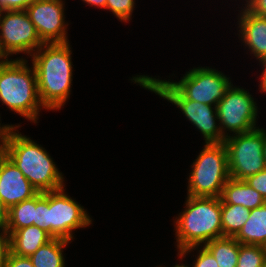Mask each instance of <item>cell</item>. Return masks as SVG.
Masks as SVG:
<instances>
[{
    "label": "cell",
    "instance_id": "obj_1",
    "mask_svg": "<svg viewBox=\"0 0 266 267\" xmlns=\"http://www.w3.org/2000/svg\"><path fill=\"white\" fill-rule=\"evenodd\" d=\"M70 43L43 44L32 55L39 97L46 110L61 109L70 98L73 62Z\"/></svg>",
    "mask_w": 266,
    "mask_h": 267
},
{
    "label": "cell",
    "instance_id": "obj_2",
    "mask_svg": "<svg viewBox=\"0 0 266 267\" xmlns=\"http://www.w3.org/2000/svg\"><path fill=\"white\" fill-rule=\"evenodd\" d=\"M19 125L7 129V157L38 192L65 187L62 172L50 154L30 137L19 133Z\"/></svg>",
    "mask_w": 266,
    "mask_h": 267
},
{
    "label": "cell",
    "instance_id": "obj_3",
    "mask_svg": "<svg viewBox=\"0 0 266 267\" xmlns=\"http://www.w3.org/2000/svg\"><path fill=\"white\" fill-rule=\"evenodd\" d=\"M174 226L178 253L223 237L220 197L187 195L185 209L175 218Z\"/></svg>",
    "mask_w": 266,
    "mask_h": 267
},
{
    "label": "cell",
    "instance_id": "obj_4",
    "mask_svg": "<svg viewBox=\"0 0 266 267\" xmlns=\"http://www.w3.org/2000/svg\"><path fill=\"white\" fill-rule=\"evenodd\" d=\"M25 58H15L0 65V101L11 111L38 123L42 104L37 85V75L33 64L29 68Z\"/></svg>",
    "mask_w": 266,
    "mask_h": 267
},
{
    "label": "cell",
    "instance_id": "obj_5",
    "mask_svg": "<svg viewBox=\"0 0 266 267\" xmlns=\"http://www.w3.org/2000/svg\"><path fill=\"white\" fill-rule=\"evenodd\" d=\"M131 81L178 107L182 114L201 132L205 144L225 141L219 123H217L219 119L216 106L187 99L169 80L149 77V75H137Z\"/></svg>",
    "mask_w": 266,
    "mask_h": 267
},
{
    "label": "cell",
    "instance_id": "obj_6",
    "mask_svg": "<svg viewBox=\"0 0 266 267\" xmlns=\"http://www.w3.org/2000/svg\"><path fill=\"white\" fill-rule=\"evenodd\" d=\"M188 179L187 195L220 197L229 177L225 143H208L198 154Z\"/></svg>",
    "mask_w": 266,
    "mask_h": 267
},
{
    "label": "cell",
    "instance_id": "obj_7",
    "mask_svg": "<svg viewBox=\"0 0 266 267\" xmlns=\"http://www.w3.org/2000/svg\"><path fill=\"white\" fill-rule=\"evenodd\" d=\"M264 140L265 130L259 126L225 138L230 178L245 180L265 169Z\"/></svg>",
    "mask_w": 266,
    "mask_h": 267
},
{
    "label": "cell",
    "instance_id": "obj_8",
    "mask_svg": "<svg viewBox=\"0 0 266 267\" xmlns=\"http://www.w3.org/2000/svg\"><path fill=\"white\" fill-rule=\"evenodd\" d=\"M258 109L253 96L244 88L235 87L232 83L216 106L223 136L227 138L257 128ZM227 131L233 134L228 135Z\"/></svg>",
    "mask_w": 266,
    "mask_h": 267
},
{
    "label": "cell",
    "instance_id": "obj_9",
    "mask_svg": "<svg viewBox=\"0 0 266 267\" xmlns=\"http://www.w3.org/2000/svg\"><path fill=\"white\" fill-rule=\"evenodd\" d=\"M65 187L48 192L49 235L72 241L73 231L89 227L92 218L77 201L65 192Z\"/></svg>",
    "mask_w": 266,
    "mask_h": 267
},
{
    "label": "cell",
    "instance_id": "obj_10",
    "mask_svg": "<svg viewBox=\"0 0 266 267\" xmlns=\"http://www.w3.org/2000/svg\"><path fill=\"white\" fill-rule=\"evenodd\" d=\"M221 71L209 67L190 69L178 82L171 83L189 100L217 106L232 82Z\"/></svg>",
    "mask_w": 266,
    "mask_h": 267
},
{
    "label": "cell",
    "instance_id": "obj_11",
    "mask_svg": "<svg viewBox=\"0 0 266 267\" xmlns=\"http://www.w3.org/2000/svg\"><path fill=\"white\" fill-rule=\"evenodd\" d=\"M0 38L10 55H32L44 43L26 10H0Z\"/></svg>",
    "mask_w": 266,
    "mask_h": 267
},
{
    "label": "cell",
    "instance_id": "obj_12",
    "mask_svg": "<svg viewBox=\"0 0 266 267\" xmlns=\"http://www.w3.org/2000/svg\"><path fill=\"white\" fill-rule=\"evenodd\" d=\"M63 0H37L26 12L44 44L68 43Z\"/></svg>",
    "mask_w": 266,
    "mask_h": 267
},
{
    "label": "cell",
    "instance_id": "obj_13",
    "mask_svg": "<svg viewBox=\"0 0 266 267\" xmlns=\"http://www.w3.org/2000/svg\"><path fill=\"white\" fill-rule=\"evenodd\" d=\"M37 193L19 168L6 157L0 165V199L3 203L10 208Z\"/></svg>",
    "mask_w": 266,
    "mask_h": 267
},
{
    "label": "cell",
    "instance_id": "obj_14",
    "mask_svg": "<svg viewBox=\"0 0 266 267\" xmlns=\"http://www.w3.org/2000/svg\"><path fill=\"white\" fill-rule=\"evenodd\" d=\"M241 9L237 18L238 36L260 61L266 57V18L249 12L244 6Z\"/></svg>",
    "mask_w": 266,
    "mask_h": 267
},
{
    "label": "cell",
    "instance_id": "obj_15",
    "mask_svg": "<svg viewBox=\"0 0 266 267\" xmlns=\"http://www.w3.org/2000/svg\"><path fill=\"white\" fill-rule=\"evenodd\" d=\"M221 204L242 205L248 209L258 208L266 203L264 197L245 180L229 178L222 189Z\"/></svg>",
    "mask_w": 266,
    "mask_h": 267
},
{
    "label": "cell",
    "instance_id": "obj_16",
    "mask_svg": "<svg viewBox=\"0 0 266 267\" xmlns=\"http://www.w3.org/2000/svg\"><path fill=\"white\" fill-rule=\"evenodd\" d=\"M9 236L11 253L23 257H30L52 239L47 232L35 225L15 230Z\"/></svg>",
    "mask_w": 266,
    "mask_h": 267
},
{
    "label": "cell",
    "instance_id": "obj_17",
    "mask_svg": "<svg viewBox=\"0 0 266 267\" xmlns=\"http://www.w3.org/2000/svg\"><path fill=\"white\" fill-rule=\"evenodd\" d=\"M234 238L241 244L266 243V203L250 210L249 218Z\"/></svg>",
    "mask_w": 266,
    "mask_h": 267
},
{
    "label": "cell",
    "instance_id": "obj_18",
    "mask_svg": "<svg viewBox=\"0 0 266 267\" xmlns=\"http://www.w3.org/2000/svg\"><path fill=\"white\" fill-rule=\"evenodd\" d=\"M71 243L61 238H52L39 247L29 258L34 267H65L63 249Z\"/></svg>",
    "mask_w": 266,
    "mask_h": 267
},
{
    "label": "cell",
    "instance_id": "obj_19",
    "mask_svg": "<svg viewBox=\"0 0 266 267\" xmlns=\"http://www.w3.org/2000/svg\"><path fill=\"white\" fill-rule=\"evenodd\" d=\"M204 247L214 256L218 267H236L239 242L234 237H220L209 241Z\"/></svg>",
    "mask_w": 266,
    "mask_h": 267
},
{
    "label": "cell",
    "instance_id": "obj_20",
    "mask_svg": "<svg viewBox=\"0 0 266 267\" xmlns=\"http://www.w3.org/2000/svg\"><path fill=\"white\" fill-rule=\"evenodd\" d=\"M250 216V209L236 204H221L224 237H235Z\"/></svg>",
    "mask_w": 266,
    "mask_h": 267
},
{
    "label": "cell",
    "instance_id": "obj_21",
    "mask_svg": "<svg viewBox=\"0 0 266 267\" xmlns=\"http://www.w3.org/2000/svg\"><path fill=\"white\" fill-rule=\"evenodd\" d=\"M36 195L9 208L6 230L11 232L33 225L35 220Z\"/></svg>",
    "mask_w": 266,
    "mask_h": 267
},
{
    "label": "cell",
    "instance_id": "obj_22",
    "mask_svg": "<svg viewBox=\"0 0 266 267\" xmlns=\"http://www.w3.org/2000/svg\"><path fill=\"white\" fill-rule=\"evenodd\" d=\"M265 262L266 252L263 246L239 243V255L236 267H262Z\"/></svg>",
    "mask_w": 266,
    "mask_h": 267
},
{
    "label": "cell",
    "instance_id": "obj_23",
    "mask_svg": "<svg viewBox=\"0 0 266 267\" xmlns=\"http://www.w3.org/2000/svg\"><path fill=\"white\" fill-rule=\"evenodd\" d=\"M193 250H198V254L197 257H195V260L193 261L192 267H218L217 261L215 260L214 256L204 246H193L186 248L179 252L177 256L182 261V258H186V255H188L189 252H192ZM181 265L183 267H189V265L183 263H181Z\"/></svg>",
    "mask_w": 266,
    "mask_h": 267
},
{
    "label": "cell",
    "instance_id": "obj_24",
    "mask_svg": "<svg viewBox=\"0 0 266 267\" xmlns=\"http://www.w3.org/2000/svg\"><path fill=\"white\" fill-rule=\"evenodd\" d=\"M135 0H107L106 9L112 12L121 22H128L133 14Z\"/></svg>",
    "mask_w": 266,
    "mask_h": 267
},
{
    "label": "cell",
    "instance_id": "obj_25",
    "mask_svg": "<svg viewBox=\"0 0 266 267\" xmlns=\"http://www.w3.org/2000/svg\"><path fill=\"white\" fill-rule=\"evenodd\" d=\"M33 225L43 229L49 234L48 224V192L36 194L35 220Z\"/></svg>",
    "mask_w": 266,
    "mask_h": 267
},
{
    "label": "cell",
    "instance_id": "obj_26",
    "mask_svg": "<svg viewBox=\"0 0 266 267\" xmlns=\"http://www.w3.org/2000/svg\"><path fill=\"white\" fill-rule=\"evenodd\" d=\"M252 188L257 190L266 200V168L245 179Z\"/></svg>",
    "mask_w": 266,
    "mask_h": 267
},
{
    "label": "cell",
    "instance_id": "obj_27",
    "mask_svg": "<svg viewBox=\"0 0 266 267\" xmlns=\"http://www.w3.org/2000/svg\"><path fill=\"white\" fill-rule=\"evenodd\" d=\"M10 252L9 233L6 229H0V267H5Z\"/></svg>",
    "mask_w": 266,
    "mask_h": 267
},
{
    "label": "cell",
    "instance_id": "obj_28",
    "mask_svg": "<svg viewBox=\"0 0 266 267\" xmlns=\"http://www.w3.org/2000/svg\"><path fill=\"white\" fill-rule=\"evenodd\" d=\"M243 5L249 12L266 18V0H247Z\"/></svg>",
    "mask_w": 266,
    "mask_h": 267
},
{
    "label": "cell",
    "instance_id": "obj_29",
    "mask_svg": "<svg viewBox=\"0 0 266 267\" xmlns=\"http://www.w3.org/2000/svg\"><path fill=\"white\" fill-rule=\"evenodd\" d=\"M5 267H34L29 257L17 256L10 252Z\"/></svg>",
    "mask_w": 266,
    "mask_h": 267
},
{
    "label": "cell",
    "instance_id": "obj_30",
    "mask_svg": "<svg viewBox=\"0 0 266 267\" xmlns=\"http://www.w3.org/2000/svg\"><path fill=\"white\" fill-rule=\"evenodd\" d=\"M37 0H6V10H26Z\"/></svg>",
    "mask_w": 266,
    "mask_h": 267
},
{
    "label": "cell",
    "instance_id": "obj_31",
    "mask_svg": "<svg viewBox=\"0 0 266 267\" xmlns=\"http://www.w3.org/2000/svg\"><path fill=\"white\" fill-rule=\"evenodd\" d=\"M9 208L0 199V229H6L8 225Z\"/></svg>",
    "mask_w": 266,
    "mask_h": 267
},
{
    "label": "cell",
    "instance_id": "obj_32",
    "mask_svg": "<svg viewBox=\"0 0 266 267\" xmlns=\"http://www.w3.org/2000/svg\"><path fill=\"white\" fill-rule=\"evenodd\" d=\"M259 63L262 64V70L264 69L260 75L261 78H259L261 81L259 84V89L261 93H266V57L260 60Z\"/></svg>",
    "mask_w": 266,
    "mask_h": 267
},
{
    "label": "cell",
    "instance_id": "obj_33",
    "mask_svg": "<svg viewBox=\"0 0 266 267\" xmlns=\"http://www.w3.org/2000/svg\"><path fill=\"white\" fill-rule=\"evenodd\" d=\"M10 56L11 55L4 48L2 40L0 38V65H5V64L12 62L14 59H10Z\"/></svg>",
    "mask_w": 266,
    "mask_h": 267
},
{
    "label": "cell",
    "instance_id": "obj_34",
    "mask_svg": "<svg viewBox=\"0 0 266 267\" xmlns=\"http://www.w3.org/2000/svg\"><path fill=\"white\" fill-rule=\"evenodd\" d=\"M7 157V131L0 138V165L2 161Z\"/></svg>",
    "mask_w": 266,
    "mask_h": 267
},
{
    "label": "cell",
    "instance_id": "obj_35",
    "mask_svg": "<svg viewBox=\"0 0 266 267\" xmlns=\"http://www.w3.org/2000/svg\"><path fill=\"white\" fill-rule=\"evenodd\" d=\"M90 6H97L102 9H106L107 0H82Z\"/></svg>",
    "mask_w": 266,
    "mask_h": 267
},
{
    "label": "cell",
    "instance_id": "obj_36",
    "mask_svg": "<svg viewBox=\"0 0 266 267\" xmlns=\"http://www.w3.org/2000/svg\"><path fill=\"white\" fill-rule=\"evenodd\" d=\"M1 118V117H0ZM1 122V121H0ZM9 127H14V124L12 125V124H2L1 125V123H0V138L6 133V131H7V129L9 128Z\"/></svg>",
    "mask_w": 266,
    "mask_h": 267
},
{
    "label": "cell",
    "instance_id": "obj_37",
    "mask_svg": "<svg viewBox=\"0 0 266 267\" xmlns=\"http://www.w3.org/2000/svg\"><path fill=\"white\" fill-rule=\"evenodd\" d=\"M263 154H264L265 168H266V130H265V140H264Z\"/></svg>",
    "mask_w": 266,
    "mask_h": 267
},
{
    "label": "cell",
    "instance_id": "obj_38",
    "mask_svg": "<svg viewBox=\"0 0 266 267\" xmlns=\"http://www.w3.org/2000/svg\"><path fill=\"white\" fill-rule=\"evenodd\" d=\"M0 10H6V0H0Z\"/></svg>",
    "mask_w": 266,
    "mask_h": 267
},
{
    "label": "cell",
    "instance_id": "obj_39",
    "mask_svg": "<svg viewBox=\"0 0 266 267\" xmlns=\"http://www.w3.org/2000/svg\"><path fill=\"white\" fill-rule=\"evenodd\" d=\"M160 267H162V266H160ZM173 267H183V266L179 263V264H176V265L173 266Z\"/></svg>",
    "mask_w": 266,
    "mask_h": 267
},
{
    "label": "cell",
    "instance_id": "obj_40",
    "mask_svg": "<svg viewBox=\"0 0 266 267\" xmlns=\"http://www.w3.org/2000/svg\"><path fill=\"white\" fill-rule=\"evenodd\" d=\"M263 247H264V250H265V252H266V243L263 245Z\"/></svg>",
    "mask_w": 266,
    "mask_h": 267
}]
</instances>
